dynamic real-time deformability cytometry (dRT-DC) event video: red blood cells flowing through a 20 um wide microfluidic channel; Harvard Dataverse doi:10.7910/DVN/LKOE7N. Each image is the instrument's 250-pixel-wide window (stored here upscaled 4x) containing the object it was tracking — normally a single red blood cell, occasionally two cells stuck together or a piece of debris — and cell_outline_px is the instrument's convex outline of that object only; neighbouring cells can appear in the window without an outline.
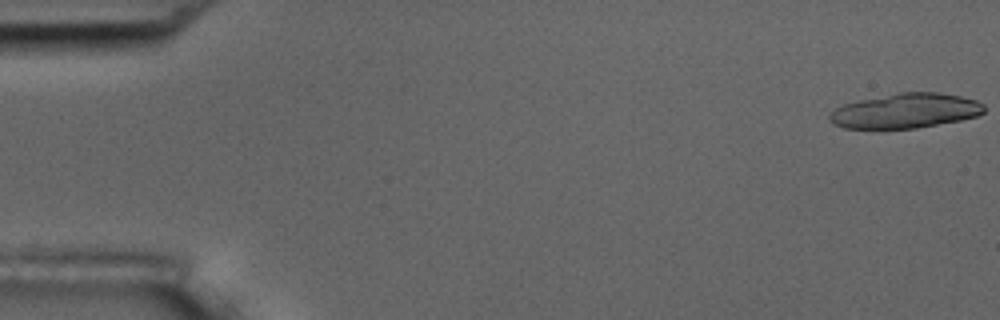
{"species": "common noctule bat (a hibernating species)", "species_latin": "Nyctalus noctula", "temperature_condition": "room temperature", "stored_images_in_passage": 21, "camera_frame_rate_fps": 3000, "um_per_image_px": 0.085, "animal": {"sex": "male", "body_mass_g": 17.5, "forearm_length_mm": 52.3}, "frame": {"image": 1, "passage_image": 1, "time_ms": 0.0, "image_size_px": [1000, 320], "cell_outline_px": [[984, 112], [976, 116], [960, 120], [916, 128], [844, 128], [832, 124], [828, 120], [828, 116], [836, 108], [844, 104], [860, 100], [900, 92], [936, 92], [960, 96], [976, 100], [984, 104]], "centroid_in_image_um": [76.96, 9.42], "position_along_channel_um": 8.0, "area_um2": 31.1}}